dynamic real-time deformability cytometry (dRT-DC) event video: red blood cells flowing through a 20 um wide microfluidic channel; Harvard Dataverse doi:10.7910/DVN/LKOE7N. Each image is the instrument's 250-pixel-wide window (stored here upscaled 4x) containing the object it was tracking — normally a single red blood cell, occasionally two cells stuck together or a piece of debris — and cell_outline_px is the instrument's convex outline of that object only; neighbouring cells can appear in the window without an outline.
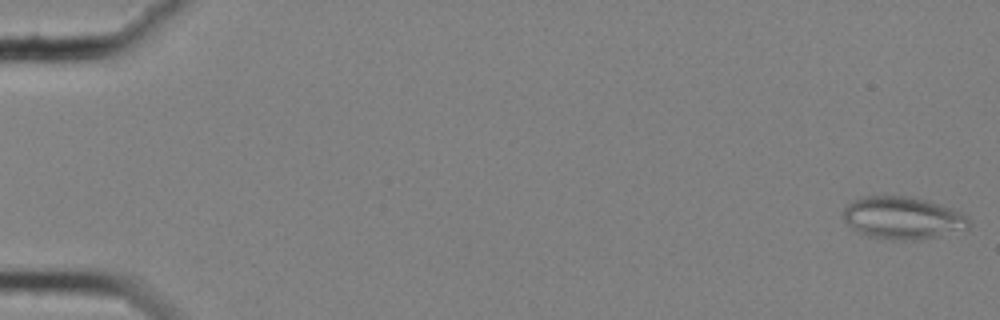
{"species": "common noctule bat (a hibernating species)", "species_latin": "Nyctalus noctula", "temperature_condition": "cold", "stored_images_in_passage": 58, "camera_frame_rate_fps": 3000, "um_per_image_px": 0.085, "animal": {"sex": "female", "body_mass_g": 25.1}, "frame": {"image": 1, "passage_image": 1, "time_ms": 0.0, "image_size_px": [1000, 320], "cell_outline_px": [[972, 224], [968, 228], [940, 236], [912, 240], [896, 240], [868, 236], [856, 232], [844, 220], [844, 208], [852, 200], [860, 196], [912, 196], [928, 200], [964, 212]], "centroid_in_image_um": [76.75, 18.51], "position_along_channel_um": 8.2, "area_um2": 31.44}}
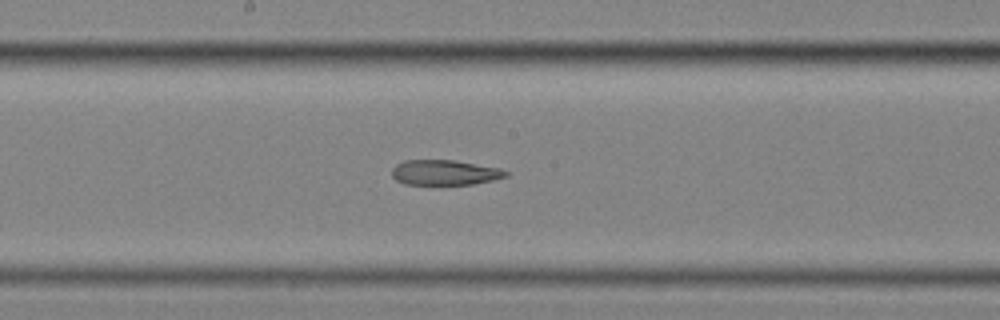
{"frame": {"image": 2, "passage_image": 32, "time_ms": 10.333, "image_size_px": [1000, 320], "cell_outline_px": [[508, 176], [492, 180], [472, 184], [404, 184], [396, 180], [392, 176], [392, 168], [396, 164], [404, 160], [452, 160], [500, 168], [508, 172]], "centroid_in_image_um": [37.78, 14.66], "position_along_channel_um": 210.4, "area_um2": 16.59}}
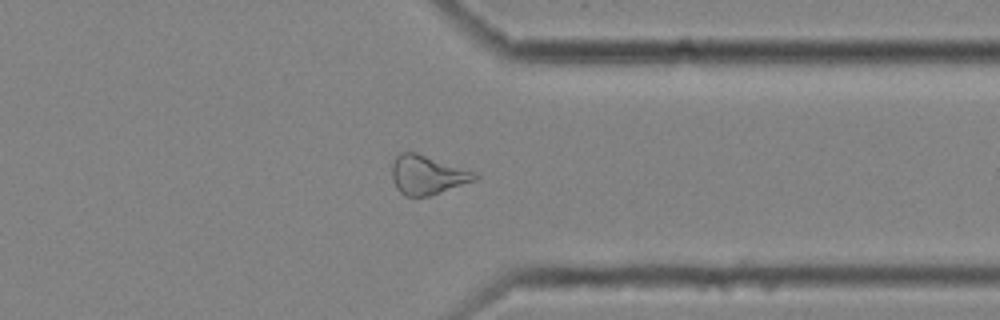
{"frame": {"image": 3, "passage_image": 46, "time_ms": 15.0, "image_size_px": [1000, 320], "cell_outline_px": [[480, 176], [476, 180], [428, 196], [404, 196], [396, 188], [392, 180], [392, 164], [396, 156], [400, 152], [416, 152], [476, 172]], "centroid_in_image_um": [36.31, 14.86], "position_along_channel_um": 375.1, "area_um2": 18.84}}